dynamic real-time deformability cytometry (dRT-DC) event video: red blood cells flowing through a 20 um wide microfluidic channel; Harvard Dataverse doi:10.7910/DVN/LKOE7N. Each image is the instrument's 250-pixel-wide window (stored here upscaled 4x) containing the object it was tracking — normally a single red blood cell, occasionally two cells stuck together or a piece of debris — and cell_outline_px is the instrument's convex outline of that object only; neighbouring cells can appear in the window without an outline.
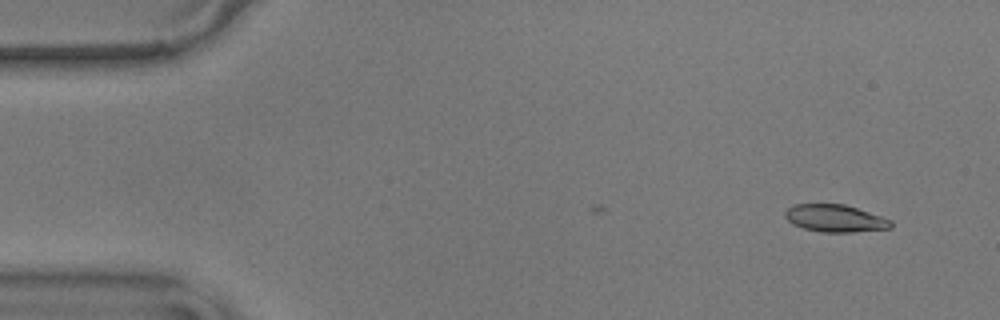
{"species": "common noctule bat (a hibernating species)", "species_latin": "Nyctalus noctula", "temperature_condition": "warm", "stored_images_in_passage": 4, "camera_frame_rate_fps": 3000, "um_per_image_px": 0.085, "animal": {"sex": "male", "body_mass_g": 17.9}, "frame": {"image": 1, "passage_image": 4, "time_ms": 1.0, "image_size_px": [1000, 320], "cell_outline_px": [[892, 228], [852, 232], [820, 232], [804, 228], [792, 224], [784, 216], [784, 212], [792, 204], [844, 204], [892, 220]], "centroid_in_image_um": [70.96, 18.56], "position_along_channel_um": 14.0, "area_um2": 16.82}}